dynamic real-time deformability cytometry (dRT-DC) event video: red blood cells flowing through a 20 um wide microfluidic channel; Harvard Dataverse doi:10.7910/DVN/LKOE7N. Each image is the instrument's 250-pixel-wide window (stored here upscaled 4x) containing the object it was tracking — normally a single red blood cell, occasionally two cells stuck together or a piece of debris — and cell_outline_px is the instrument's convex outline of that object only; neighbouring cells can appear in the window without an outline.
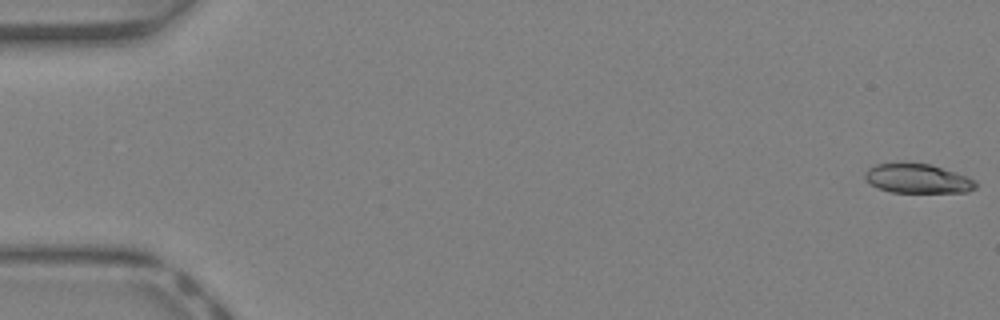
{"species": "Egyptian fruit bat (a non-hibernating species)", "species_latin": "Rousettus aegyptiacus", "temperature_condition": "warm", "stored_images_in_passage": 43, "camera_frame_rate_fps": 3000, "um_per_image_px": 0.085, "animal": {"sex": "female"}, "frame": {"image": 1, "passage_image": 1, "time_ms": 0.0, "image_size_px": [1000, 320], "cell_outline_px": [[976, 188], [968, 192], [892, 192], [880, 188], [872, 184], [864, 176], [864, 172], [868, 168], [876, 164], [900, 160], [904, 160], [932, 164], [968, 176], [976, 180]], "centroid_in_image_um": [78.0, 15.12], "position_along_channel_um": 7.0, "area_um2": 19.54}}
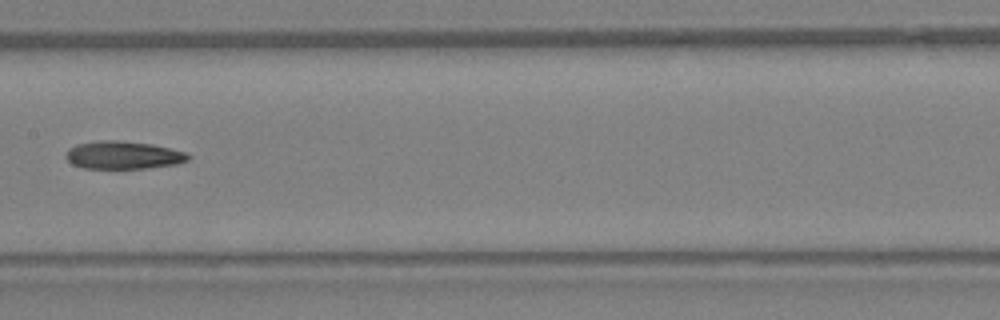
{"frame": {"image": 2, "passage_image": 22, "time_ms": 7.0, "image_size_px": [1000, 320], "cell_outline_px": [[192, 156], [188, 160], [176, 164], [148, 168], [84, 168], [72, 164], [64, 156], [68, 148], [76, 144], [100, 140], [116, 140], [152, 144], [188, 152]], "centroid_in_image_um": [10.48, 13.18], "position_along_channel_um": 196.9, "area_um2": 20.0}}
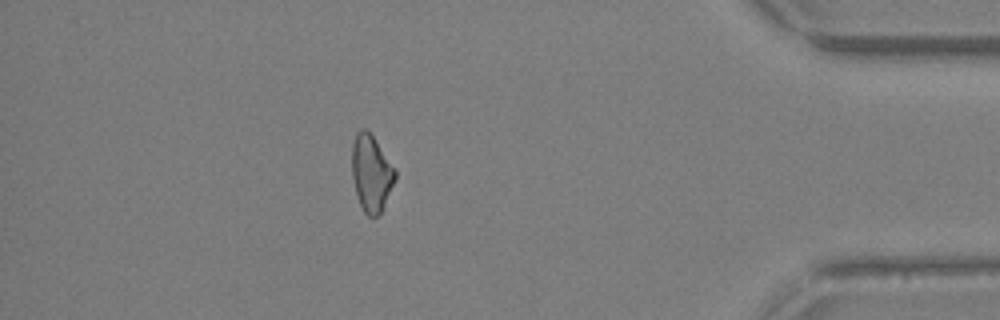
{"frame": {"image": 3, "passage_image": 37, "time_ms": 12.0, "image_size_px": [1000, 320], "cell_outline_px": [[396, 180], [380, 212], [372, 220], [364, 212], [356, 196], [352, 176], [352, 144], [356, 132], [360, 128], [364, 128], [372, 136], [396, 168]], "centroid_in_image_um": [31.55, 14.73], "position_along_channel_um": 403.6, "area_um2": 19.36}}